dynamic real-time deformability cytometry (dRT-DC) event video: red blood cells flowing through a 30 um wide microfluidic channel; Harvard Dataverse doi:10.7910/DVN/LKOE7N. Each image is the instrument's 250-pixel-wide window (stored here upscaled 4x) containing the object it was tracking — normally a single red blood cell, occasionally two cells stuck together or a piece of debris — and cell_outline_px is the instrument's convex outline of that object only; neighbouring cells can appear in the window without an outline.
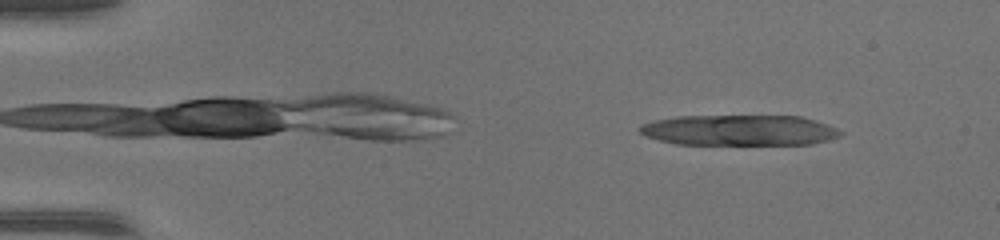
{"species": "common noctule bat (a hibernating species)", "species_latin": "Nyctalus noctula", "temperature_condition": "warm", "stored_images_in_passage": 46, "camera_frame_rate_fps": 3000, "um_per_image_px": 0.085, "animal": {"sex": "female", "body_mass_g": 17.0, "forearm_length_mm": 48.0}, "frame": {"image": 1, "passage_image": 5, "time_ms": 1.333, "image_size_px": [1000, 240], "cell_outline_px": [[844, 132], [840, 136], [828, 140], [812, 144], [676, 144], [660, 140], [648, 136], [640, 132], [640, 124], [652, 120], [676, 116], [800, 116], [816, 120], [828, 124]], "centroid_in_image_um": [62.87, 11.06], "position_along_channel_um": 22.1, "area_um2": 35.89}}
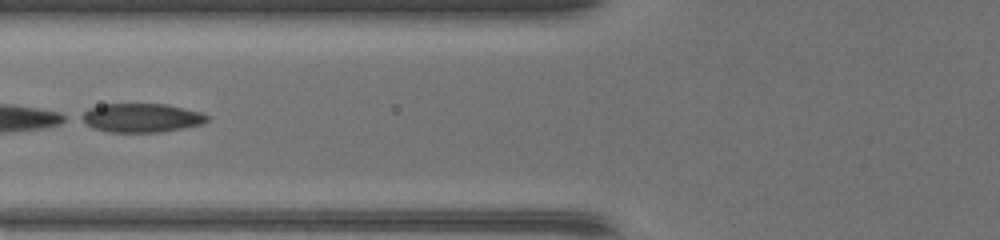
{"frame": {"image": 2, "passage_image": 19, "time_ms": 6.0, "image_size_px": [1000, 240], "cell_outline_px": [[212, 116], [208, 120], [200, 124], [160, 132], [108, 132], [92, 128], [80, 120], [76, 116], [88, 108], [100, 104], [164, 104], [184, 108], [200, 112]], "centroid_in_image_um": [11.93, 10.01], "position_along_channel_um": 113.9, "area_um2": 21.33}}
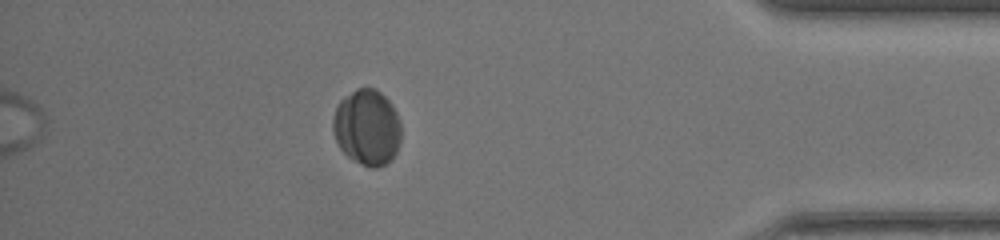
{"frame": {"image": 3, "passage_image": 41, "time_ms": 13.333, "image_size_px": [1000, 240], "cell_outline_px": [[400, 144], [396, 152], [384, 164], [376, 168], [372, 168], [360, 164], [348, 156], [340, 148], [336, 140], [332, 128], [332, 120], [336, 108], [340, 100], [344, 96], [356, 88], [376, 88], [392, 104], [400, 120]], "centroid_in_image_um": [31.19, 10.81], "position_along_channel_um": 404.0, "area_um2": 30.11}}